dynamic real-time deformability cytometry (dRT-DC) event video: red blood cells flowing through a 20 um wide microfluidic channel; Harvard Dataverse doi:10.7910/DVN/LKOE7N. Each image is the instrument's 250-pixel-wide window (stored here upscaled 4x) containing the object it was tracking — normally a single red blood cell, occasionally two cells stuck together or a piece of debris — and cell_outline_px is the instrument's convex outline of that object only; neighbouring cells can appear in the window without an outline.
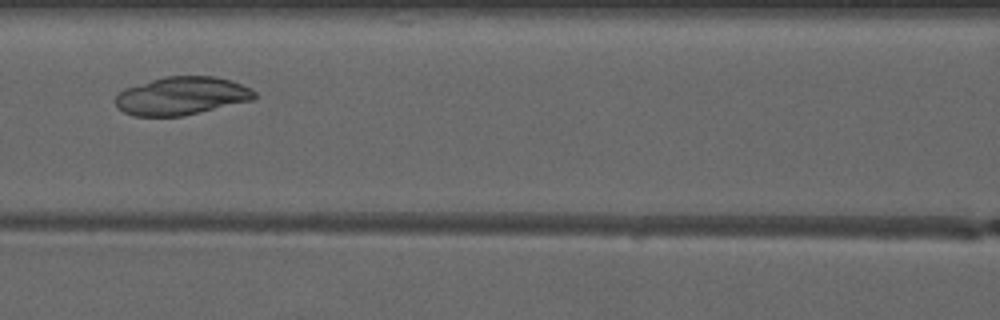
{"species": "common noctule bat (a hibernating species)", "species_latin": "Nyctalus noctula", "temperature_condition": "warm", "stored_images_in_passage": 5, "camera_frame_rate_fps": 3000, "um_per_image_px": 0.085, "animal": {"sex": "male", "forearm_length_mm": 52.5}, "frame": {"image": 1, "passage_image": 5, "time_ms": 4.667, "image_size_px": [1000, 320], "cell_outline_px": [[256, 96], [252, 100], [180, 116], [132, 116], [124, 112], [116, 104], [116, 96], [124, 88], [164, 76], [216, 76], [232, 80], [252, 88], [256, 92]], "centroid_in_image_um": [15.45, 8.13], "position_along_channel_um": 151.2, "area_um2": 30.75}}